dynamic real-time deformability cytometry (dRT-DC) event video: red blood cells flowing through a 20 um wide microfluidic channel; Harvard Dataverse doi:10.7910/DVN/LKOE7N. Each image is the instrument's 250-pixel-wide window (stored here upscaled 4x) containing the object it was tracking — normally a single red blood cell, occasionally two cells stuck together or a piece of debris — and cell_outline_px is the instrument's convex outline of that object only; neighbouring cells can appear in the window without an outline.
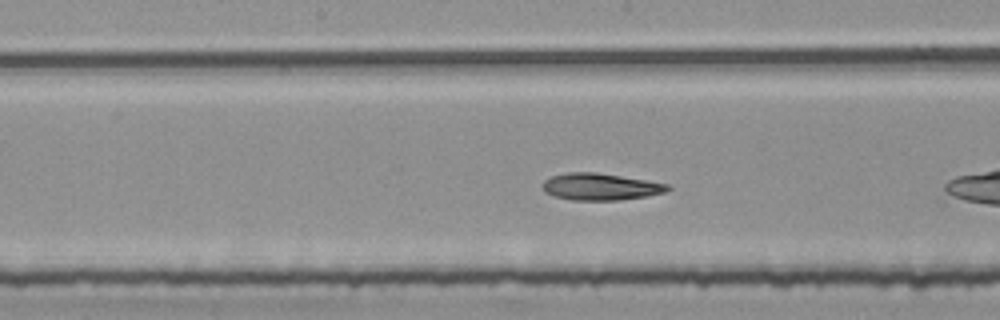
{"species": "common noctule bat (a hibernating species)", "species_latin": "Nyctalus noctula", "temperature_condition": "room temperature", "stored_images_in_passage": 35, "camera_frame_rate_fps": 3000, "um_per_image_px": 0.085, "animal": {"sex": "female", "body_mass_g": 25.1}, "frame": {"image": 1, "passage_image": 11, "time_ms": 3.333, "image_size_px": [1000, 320], "cell_outline_px": [[672, 188], [664, 192], [648, 196], [620, 200], [568, 200], [552, 196], [544, 192], [540, 184], [544, 180], [552, 176], [568, 172], [596, 172], [668, 184]], "centroid_in_image_um": [50.97, 15.88], "position_along_channel_um": 197.2, "area_um2": 19.71}, "authors_computed_cell_mechanics": {"area_um2": 19.363, "velocity_mm_per_s": 3.7605, "shape_relaxation_time_tau1_ms": 4.763, "shape_relaxation_time_tau2_ms": 3.2478, "deformation_change_tau1": 0.1327, "deformation_change_tau2": 0.0992}}